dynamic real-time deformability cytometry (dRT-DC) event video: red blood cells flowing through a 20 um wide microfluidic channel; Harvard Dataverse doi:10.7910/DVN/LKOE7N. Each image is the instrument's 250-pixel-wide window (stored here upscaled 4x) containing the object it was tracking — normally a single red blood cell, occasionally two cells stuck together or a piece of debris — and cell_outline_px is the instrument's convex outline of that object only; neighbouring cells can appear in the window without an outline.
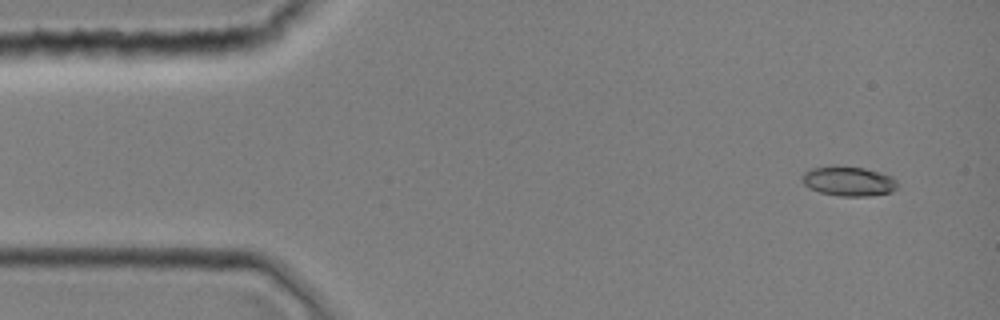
{"species": "common noctule bat (a hibernating species)", "species_latin": "Nyctalus noctula", "temperature_condition": "room temperature", "stored_images_in_passage": 1, "camera_frame_rate_fps": 3000, "um_per_image_px": 0.085, "animal": {"sex": "female", "body_mass_g": 19.0, "forearm_length_mm": 51.5}, "frame": {"image": 1, "passage_image": 1, "time_ms": 0.0, "image_size_px": [1000, 320], "cell_outline_px": [[896, 188], [892, 192], [868, 196], [840, 196], [820, 192], [808, 188], [800, 180], [800, 176], [804, 172], [812, 168], [836, 164], [864, 168], [892, 176], [896, 180]], "centroid_in_image_um": [72.07, 15.38], "position_along_channel_um": 12.9, "area_um2": 16.76}}